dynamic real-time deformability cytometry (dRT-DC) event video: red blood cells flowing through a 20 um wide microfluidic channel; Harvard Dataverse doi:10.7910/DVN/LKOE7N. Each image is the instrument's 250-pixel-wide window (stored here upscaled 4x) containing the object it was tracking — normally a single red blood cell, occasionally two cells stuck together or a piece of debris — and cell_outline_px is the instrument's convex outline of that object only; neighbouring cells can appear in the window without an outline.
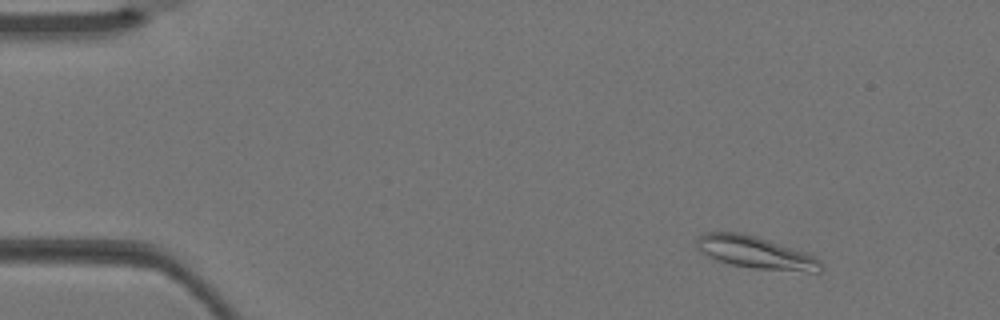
{"species": "Egyptian fruit bat (a non-hibernating species)", "species_latin": "Rousettus aegyptiacus", "temperature_condition": "warm", "stored_images_in_passage": 4, "camera_frame_rate_fps": 3000, "um_per_image_px": 0.085, "animal": {"sex": "female"}, "frame": {"image": 1, "passage_image": 1, "time_ms": 0.0, "image_size_px": [1000, 320], "cell_outline_px": [[824, 268], [820, 272], [808, 272], [752, 268], [732, 264], [708, 256], [700, 252], [696, 244], [696, 240], [704, 232], [740, 232], [756, 236], [808, 252], [820, 260]], "centroid_in_image_um": [64.28, 21.46], "position_along_channel_um": 20.7, "area_um2": 23.47}}
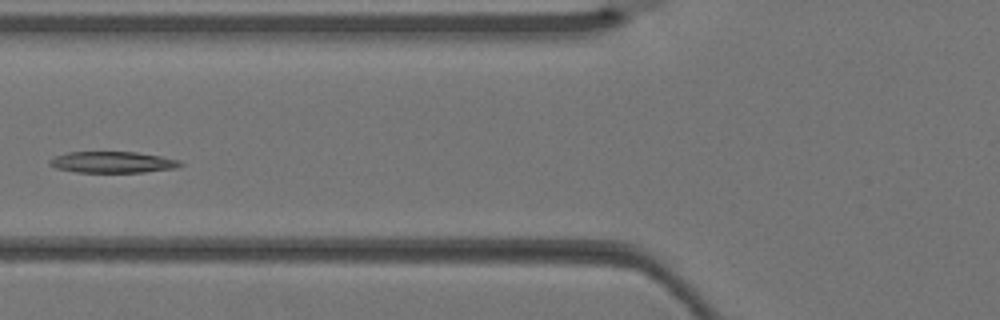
{"frame": {"image": 2, "passage_image": 4, "time_ms": 1.0, "image_size_px": [1000, 320], "cell_outline_px": [[184, 164], [176, 168], [144, 172], [76, 172], [56, 168], [48, 164], [48, 160], [56, 156], [68, 152], [136, 152], [160, 156], [180, 160]], "centroid_in_image_um": [9.57, 13.79], "position_along_channel_um": 116.2, "area_um2": 16.18}}